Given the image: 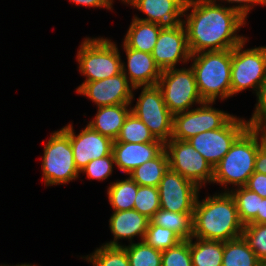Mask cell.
<instances>
[{"mask_svg": "<svg viewBox=\"0 0 266 266\" xmlns=\"http://www.w3.org/2000/svg\"><path fill=\"white\" fill-rule=\"evenodd\" d=\"M115 159L113 152L103 158L94 159L90 161L80 173L86 174L90 180L104 181L108 179L113 173Z\"/></svg>", "mask_w": 266, "mask_h": 266, "instance_id": "cell-36", "label": "cell"}, {"mask_svg": "<svg viewBox=\"0 0 266 266\" xmlns=\"http://www.w3.org/2000/svg\"><path fill=\"white\" fill-rule=\"evenodd\" d=\"M158 191L161 209L177 213H193L200 188L168 168L158 185Z\"/></svg>", "mask_w": 266, "mask_h": 266, "instance_id": "cell-13", "label": "cell"}, {"mask_svg": "<svg viewBox=\"0 0 266 266\" xmlns=\"http://www.w3.org/2000/svg\"><path fill=\"white\" fill-rule=\"evenodd\" d=\"M76 6H86L92 8H105L107 10H113L114 0H69Z\"/></svg>", "mask_w": 266, "mask_h": 266, "instance_id": "cell-40", "label": "cell"}, {"mask_svg": "<svg viewBox=\"0 0 266 266\" xmlns=\"http://www.w3.org/2000/svg\"><path fill=\"white\" fill-rule=\"evenodd\" d=\"M150 219L140 214L135 209L125 211H114L109 219V228L113 234V240L103 243V245L111 247H122L120 240H128L134 243V237H139L143 241L148 228Z\"/></svg>", "mask_w": 266, "mask_h": 266, "instance_id": "cell-20", "label": "cell"}, {"mask_svg": "<svg viewBox=\"0 0 266 266\" xmlns=\"http://www.w3.org/2000/svg\"><path fill=\"white\" fill-rule=\"evenodd\" d=\"M121 46L127 59V64L122 60V73L128 82L133 87L157 85L162 71L156 65L152 54L129 48L124 42Z\"/></svg>", "mask_w": 266, "mask_h": 266, "instance_id": "cell-17", "label": "cell"}, {"mask_svg": "<svg viewBox=\"0 0 266 266\" xmlns=\"http://www.w3.org/2000/svg\"><path fill=\"white\" fill-rule=\"evenodd\" d=\"M169 168L200 189L212 183L213 167L187 140L170 139L165 143Z\"/></svg>", "mask_w": 266, "mask_h": 266, "instance_id": "cell-10", "label": "cell"}, {"mask_svg": "<svg viewBox=\"0 0 266 266\" xmlns=\"http://www.w3.org/2000/svg\"><path fill=\"white\" fill-rule=\"evenodd\" d=\"M229 193L235 200L240 222L243 225L251 223L260 211L262 197L246 187H231Z\"/></svg>", "mask_w": 266, "mask_h": 266, "instance_id": "cell-28", "label": "cell"}, {"mask_svg": "<svg viewBox=\"0 0 266 266\" xmlns=\"http://www.w3.org/2000/svg\"><path fill=\"white\" fill-rule=\"evenodd\" d=\"M165 149V144L156 140L148 143L113 142L115 166L129 175L135 168L157 157Z\"/></svg>", "mask_w": 266, "mask_h": 266, "instance_id": "cell-19", "label": "cell"}, {"mask_svg": "<svg viewBox=\"0 0 266 266\" xmlns=\"http://www.w3.org/2000/svg\"><path fill=\"white\" fill-rule=\"evenodd\" d=\"M242 237L260 261H266V224L244 225Z\"/></svg>", "mask_w": 266, "mask_h": 266, "instance_id": "cell-34", "label": "cell"}, {"mask_svg": "<svg viewBox=\"0 0 266 266\" xmlns=\"http://www.w3.org/2000/svg\"><path fill=\"white\" fill-rule=\"evenodd\" d=\"M260 260L241 236L225 241L222 266H259Z\"/></svg>", "mask_w": 266, "mask_h": 266, "instance_id": "cell-27", "label": "cell"}, {"mask_svg": "<svg viewBox=\"0 0 266 266\" xmlns=\"http://www.w3.org/2000/svg\"><path fill=\"white\" fill-rule=\"evenodd\" d=\"M244 187L266 198V174L254 172Z\"/></svg>", "mask_w": 266, "mask_h": 266, "instance_id": "cell-39", "label": "cell"}, {"mask_svg": "<svg viewBox=\"0 0 266 266\" xmlns=\"http://www.w3.org/2000/svg\"><path fill=\"white\" fill-rule=\"evenodd\" d=\"M183 17L191 54L233 49L248 39L237 33L246 25V19L230 5L225 7L212 0H186Z\"/></svg>", "mask_w": 266, "mask_h": 266, "instance_id": "cell-1", "label": "cell"}, {"mask_svg": "<svg viewBox=\"0 0 266 266\" xmlns=\"http://www.w3.org/2000/svg\"><path fill=\"white\" fill-rule=\"evenodd\" d=\"M256 97L257 103L255 104V110L247 121L250 127L266 130V77Z\"/></svg>", "mask_w": 266, "mask_h": 266, "instance_id": "cell-37", "label": "cell"}, {"mask_svg": "<svg viewBox=\"0 0 266 266\" xmlns=\"http://www.w3.org/2000/svg\"><path fill=\"white\" fill-rule=\"evenodd\" d=\"M151 54L161 71L176 68L177 63L188 64L191 53L183 23L164 26Z\"/></svg>", "mask_w": 266, "mask_h": 266, "instance_id": "cell-14", "label": "cell"}, {"mask_svg": "<svg viewBox=\"0 0 266 266\" xmlns=\"http://www.w3.org/2000/svg\"><path fill=\"white\" fill-rule=\"evenodd\" d=\"M213 2H225L226 4L237 3V5L230 6L233 10L237 11L244 19L247 20L250 10L254 8L256 4L266 6V0H212Z\"/></svg>", "mask_w": 266, "mask_h": 266, "instance_id": "cell-38", "label": "cell"}, {"mask_svg": "<svg viewBox=\"0 0 266 266\" xmlns=\"http://www.w3.org/2000/svg\"><path fill=\"white\" fill-rule=\"evenodd\" d=\"M248 127L246 119L233 116L222 128L199 133L187 141L214 167Z\"/></svg>", "mask_w": 266, "mask_h": 266, "instance_id": "cell-11", "label": "cell"}, {"mask_svg": "<svg viewBox=\"0 0 266 266\" xmlns=\"http://www.w3.org/2000/svg\"><path fill=\"white\" fill-rule=\"evenodd\" d=\"M156 140L148 127L130 112L114 142L148 143Z\"/></svg>", "mask_w": 266, "mask_h": 266, "instance_id": "cell-29", "label": "cell"}, {"mask_svg": "<svg viewBox=\"0 0 266 266\" xmlns=\"http://www.w3.org/2000/svg\"><path fill=\"white\" fill-rule=\"evenodd\" d=\"M157 85L167 108L173 115L188 111L194 104L200 105L204 102L199 95L191 66L163 70Z\"/></svg>", "mask_w": 266, "mask_h": 266, "instance_id": "cell-8", "label": "cell"}, {"mask_svg": "<svg viewBox=\"0 0 266 266\" xmlns=\"http://www.w3.org/2000/svg\"><path fill=\"white\" fill-rule=\"evenodd\" d=\"M0 266H19L18 264L17 265H6V264H0Z\"/></svg>", "mask_w": 266, "mask_h": 266, "instance_id": "cell-45", "label": "cell"}, {"mask_svg": "<svg viewBox=\"0 0 266 266\" xmlns=\"http://www.w3.org/2000/svg\"><path fill=\"white\" fill-rule=\"evenodd\" d=\"M246 42L231 49V97L250 88L257 95L266 77V46L246 49Z\"/></svg>", "mask_w": 266, "mask_h": 266, "instance_id": "cell-7", "label": "cell"}, {"mask_svg": "<svg viewBox=\"0 0 266 266\" xmlns=\"http://www.w3.org/2000/svg\"><path fill=\"white\" fill-rule=\"evenodd\" d=\"M143 241L154 249L164 251L174 247L182 239L172 230L149 222Z\"/></svg>", "mask_w": 266, "mask_h": 266, "instance_id": "cell-32", "label": "cell"}, {"mask_svg": "<svg viewBox=\"0 0 266 266\" xmlns=\"http://www.w3.org/2000/svg\"><path fill=\"white\" fill-rule=\"evenodd\" d=\"M43 151L41 167L46 186L68 184L80 177L74 163L69 134L63 128L51 133Z\"/></svg>", "mask_w": 266, "mask_h": 266, "instance_id": "cell-6", "label": "cell"}, {"mask_svg": "<svg viewBox=\"0 0 266 266\" xmlns=\"http://www.w3.org/2000/svg\"><path fill=\"white\" fill-rule=\"evenodd\" d=\"M79 72L84 82L99 81L122 72L120 50L111 39L86 37L77 51Z\"/></svg>", "mask_w": 266, "mask_h": 266, "instance_id": "cell-5", "label": "cell"}, {"mask_svg": "<svg viewBox=\"0 0 266 266\" xmlns=\"http://www.w3.org/2000/svg\"><path fill=\"white\" fill-rule=\"evenodd\" d=\"M108 202L113 211L134 209V201L138 191V184L130 177L124 180L110 182L107 186Z\"/></svg>", "mask_w": 266, "mask_h": 266, "instance_id": "cell-26", "label": "cell"}, {"mask_svg": "<svg viewBox=\"0 0 266 266\" xmlns=\"http://www.w3.org/2000/svg\"><path fill=\"white\" fill-rule=\"evenodd\" d=\"M213 103L204 101L194 109L173 115L171 139L188 140L199 133L222 128L234 115L213 108Z\"/></svg>", "mask_w": 266, "mask_h": 266, "instance_id": "cell-12", "label": "cell"}, {"mask_svg": "<svg viewBox=\"0 0 266 266\" xmlns=\"http://www.w3.org/2000/svg\"><path fill=\"white\" fill-rule=\"evenodd\" d=\"M254 172L266 174V142L257 151Z\"/></svg>", "mask_w": 266, "mask_h": 266, "instance_id": "cell-41", "label": "cell"}, {"mask_svg": "<svg viewBox=\"0 0 266 266\" xmlns=\"http://www.w3.org/2000/svg\"><path fill=\"white\" fill-rule=\"evenodd\" d=\"M141 88L136 104L131 112L150 130L153 136L164 144L172 137L173 114L167 108L158 85L134 87Z\"/></svg>", "mask_w": 266, "mask_h": 266, "instance_id": "cell-9", "label": "cell"}, {"mask_svg": "<svg viewBox=\"0 0 266 266\" xmlns=\"http://www.w3.org/2000/svg\"><path fill=\"white\" fill-rule=\"evenodd\" d=\"M130 112L131 104L97 107L95 117L87 125L115 141Z\"/></svg>", "mask_w": 266, "mask_h": 266, "instance_id": "cell-21", "label": "cell"}, {"mask_svg": "<svg viewBox=\"0 0 266 266\" xmlns=\"http://www.w3.org/2000/svg\"><path fill=\"white\" fill-rule=\"evenodd\" d=\"M68 134L73 149L75 166L80 172L90 161L108 156L113 151V140L86 125L79 134L72 124L62 127Z\"/></svg>", "mask_w": 266, "mask_h": 266, "instance_id": "cell-16", "label": "cell"}, {"mask_svg": "<svg viewBox=\"0 0 266 266\" xmlns=\"http://www.w3.org/2000/svg\"><path fill=\"white\" fill-rule=\"evenodd\" d=\"M93 266H130L127 252L123 247L101 245L93 253L82 256Z\"/></svg>", "mask_w": 266, "mask_h": 266, "instance_id": "cell-31", "label": "cell"}, {"mask_svg": "<svg viewBox=\"0 0 266 266\" xmlns=\"http://www.w3.org/2000/svg\"><path fill=\"white\" fill-rule=\"evenodd\" d=\"M220 192L201 201L198 196L193 212V238L225 242L242 236L244 225L235 200L229 192Z\"/></svg>", "mask_w": 266, "mask_h": 266, "instance_id": "cell-2", "label": "cell"}, {"mask_svg": "<svg viewBox=\"0 0 266 266\" xmlns=\"http://www.w3.org/2000/svg\"><path fill=\"white\" fill-rule=\"evenodd\" d=\"M163 27L133 17L123 42L129 48L151 54Z\"/></svg>", "mask_w": 266, "mask_h": 266, "instance_id": "cell-22", "label": "cell"}, {"mask_svg": "<svg viewBox=\"0 0 266 266\" xmlns=\"http://www.w3.org/2000/svg\"><path fill=\"white\" fill-rule=\"evenodd\" d=\"M150 223L172 230L182 240H189L193 234V213L170 212L160 208Z\"/></svg>", "mask_w": 266, "mask_h": 266, "instance_id": "cell-25", "label": "cell"}, {"mask_svg": "<svg viewBox=\"0 0 266 266\" xmlns=\"http://www.w3.org/2000/svg\"><path fill=\"white\" fill-rule=\"evenodd\" d=\"M134 209L151 219L160 209L158 187L138 185V191L134 201Z\"/></svg>", "mask_w": 266, "mask_h": 266, "instance_id": "cell-33", "label": "cell"}, {"mask_svg": "<svg viewBox=\"0 0 266 266\" xmlns=\"http://www.w3.org/2000/svg\"><path fill=\"white\" fill-rule=\"evenodd\" d=\"M168 168V154L164 149L157 157L138 166L128 176L140 186L158 187Z\"/></svg>", "mask_w": 266, "mask_h": 266, "instance_id": "cell-24", "label": "cell"}, {"mask_svg": "<svg viewBox=\"0 0 266 266\" xmlns=\"http://www.w3.org/2000/svg\"><path fill=\"white\" fill-rule=\"evenodd\" d=\"M146 15V18H134L160 24L174 26L182 23L186 0H121Z\"/></svg>", "mask_w": 266, "mask_h": 266, "instance_id": "cell-18", "label": "cell"}, {"mask_svg": "<svg viewBox=\"0 0 266 266\" xmlns=\"http://www.w3.org/2000/svg\"><path fill=\"white\" fill-rule=\"evenodd\" d=\"M265 142L266 130L249 126L213 167L212 183L224 187L225 192H229L230 185L235 188L244 187L254 173L257 151Z\"/></svg>", "mask_w": 266, "mask_h": 266, "instance_id": "cell-3", "label": "cell"}, {"mask_svg": "<svg viewBox=\"0 0 266 266\" xmlns=\"http://www.w3.org/2000/svg\"><path fill=\"white\" fill-rule=\"evenodd\" d=\"M18 265H19V266H38V265H36V264H35V265H33V264L31 265V264H29V263H28V264H27V263H24V264L21 263V264H18Z\"/></svg>", "mask_w": 266, "mask_h": 266, "instance_id": "cell-43", "label": "cell"}, {"mask_svg": "<svg viewBox=\"0 0 266 266\" xmlns=\"http://www.w3.org/2000/svg\"><path fill=\"white\" fill-rule=\"evenodd\" d=\"M130 266H161L162 251L154 249L144 241L122 246Z\"/></svg>", "mask_w": 266, "mask_h": 266, "instance_id": "cell-30", "label": "cell"}, {"mask_svg": "<svg viewBox=\"0 0 266 266\" xmlns=\"http://www.w3.org/2000/svg\"><path fill=\"white\" fill-rule=\"evenodd\" d=\"M251 223L266 224V198L261 199L260 211H258L257 217Z\"/></svg>", "mask_w": 266, "mask_h": 266, "instance_id": "cell-42", "label": "cell"}, {"mask_svg": "<svg viewBox=\"0 0 266 266\" xmlns=\"http://www.w3.org/2000/svg\"><path fill=\"white\" fill-rule=\"evenodd\" d=\"M161 266H193L190 239L182 240L174 247L162 251Z\"/></svg>", "mask_w": 266, "mask_h": 266, "instance_id": "cell-35", "label": "cell"}, {"mask_svg": "<svg viewBox=\"0 0 266 266\" xmlns=\"http://www.w3.org/2000/svg\"><path fill=\"white\" fill-rule=\"evenodd\" d=\"M259 266H266V261H260Z\"/></svg>", "mask_w": 266, "mask_h": 266, "instance_id": "cell-44", "label": "cell"}, {"mask_svg": "<svg viewBox=\"0 0 266 266\" xmlns=\"http://www.w3.org/2000/svg\"><path fill=\"white\" fill-rule=\"evenodd\" d=\"M191 68L203 101L231 97V49L191 54Z\"/></svg>", "mask_w": 266, "mask_h": 266, "instance_id": "cell-4", "label": "cell"}, {"mask_svg": "<svg viewBox=\"0 0 266 266\" xmlns=\"http://www.w3.org/2000/svg\"><path fill=\"white\" fill-rule=\"evenodd\" d=\"M223 252V241L190 238V254L193 266H222Z\"/></svg>", "mask_w": 266, "mask_h": 266, "instance_id": "cell-23", "label": "cell"}, {"mask_svg": "<svg viewBox=\"0 0 266 266\" xmlns=\"http://www.w3.org/2000/svg\"><path fill=\"white\" fill-rule=\"evenodd\" d=\"M133 86L121 72L116 76L99 81L82 82L76 92L90 99L97 107L132 104Z\"/></svg>", "mask_w": 266, "mask_h": 266, "instance_id": "cell-15", "label": "cell"}]
</instances>
